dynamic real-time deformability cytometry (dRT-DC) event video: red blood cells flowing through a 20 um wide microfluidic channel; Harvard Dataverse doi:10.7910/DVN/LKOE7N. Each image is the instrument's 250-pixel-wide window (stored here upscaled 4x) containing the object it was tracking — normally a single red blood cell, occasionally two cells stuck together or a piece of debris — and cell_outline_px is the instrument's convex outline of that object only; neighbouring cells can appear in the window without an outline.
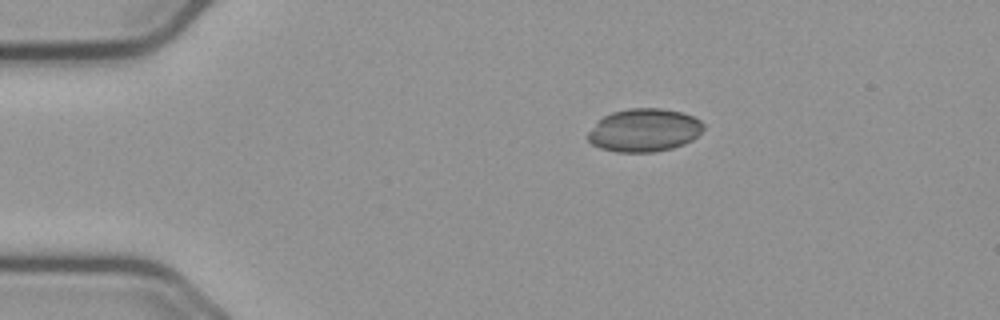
{"species": "common noctule bat (a hibernating species)", "species_latin": "Nyctalus noctula", "temperature_condition": "cold", "stored_images_in_passage": 46, "camera_frame_rate_fps": 3000, "um_per_image_px": 0.085, "animal": {"sex": "male", "body_mass_g": 23.1, "forearm_length_mm": 52.7}, "frame": {"image": 1, "passage_image": 1, "time_ms": 0.0, "image_size_px": [1000, 320], "cell_outline_px": [[704, 128], [692, 140], [684, 144], [672, 148], [656, 152], [616, 152], [600, 148], [592, 144], [588, 140], [588, 132], [604, 116], [612, 112], [628, 108], [660, 108], [680, 112], [692, 116], [700, 120], [704, 124]], "centroid_in_image_um": [54.76, 11.07], "position_along_channel_um": 30.2, "area_um2": 28.9}}
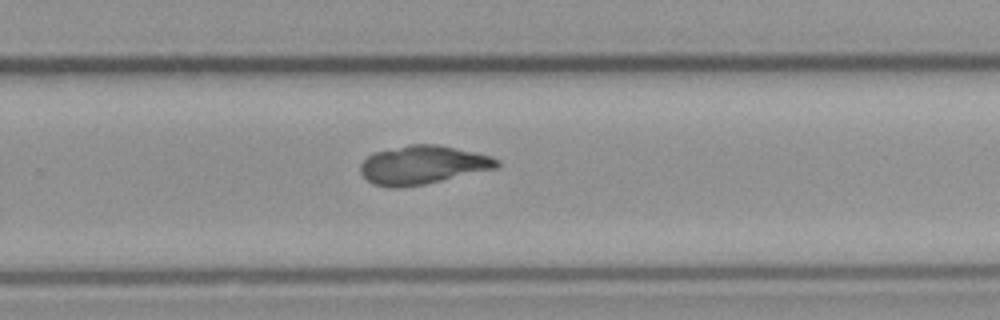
{"frame": {"image": 2, "passage_image": 27, "time_ms": 8.667, "image_size_px": [1000, 320], "cell_outline_px": [[500, 164], [496, 168], [424, 184], [396, 188], [388, 188], [372, 184], [360, 172], [360, 164], [372, 152], [408, 144], [436, 144], [472, 152], [488, 156], [500, 160]], "centroid_in_image_um": [35.86, 14.02], "position_along_channel_um": 293.9, "area_um2": 30.46}}
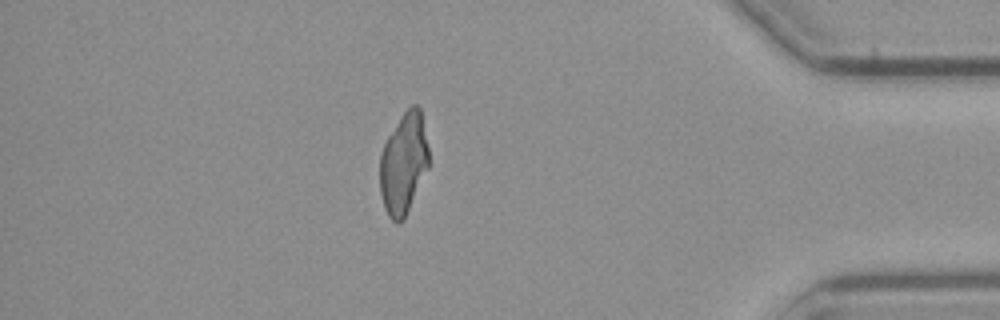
{"frame": {"image": 3, "passage_image": 39, "time_ms": 12.667, "image_size_px": [1000, 320], "cell_outline_px": [[428, 168], [404, 220], [400, 224], [396, 224], [388, 216], [384, 208], [380, 192], [380, 156], [384, 144], [388, 136], [404, 112], [412, 104], [416, 104], [420, 108], [428, 148]], "centroid_in_image_um": [34.29, 13.95], "position_along_channel_um": 400.9, "area_um2": 28.73}, "authors_computed_cell_mechanics": {"area_um2": 29.9982, "velocity_mm_per_s": 3.6716, "shape_relaxation_time_tau1_ms": null, "shape_relaxation_time_tau2_ms": 3.2727, "deformation_change_tau1": null, "deformation_change_tau2": 0.0574}}